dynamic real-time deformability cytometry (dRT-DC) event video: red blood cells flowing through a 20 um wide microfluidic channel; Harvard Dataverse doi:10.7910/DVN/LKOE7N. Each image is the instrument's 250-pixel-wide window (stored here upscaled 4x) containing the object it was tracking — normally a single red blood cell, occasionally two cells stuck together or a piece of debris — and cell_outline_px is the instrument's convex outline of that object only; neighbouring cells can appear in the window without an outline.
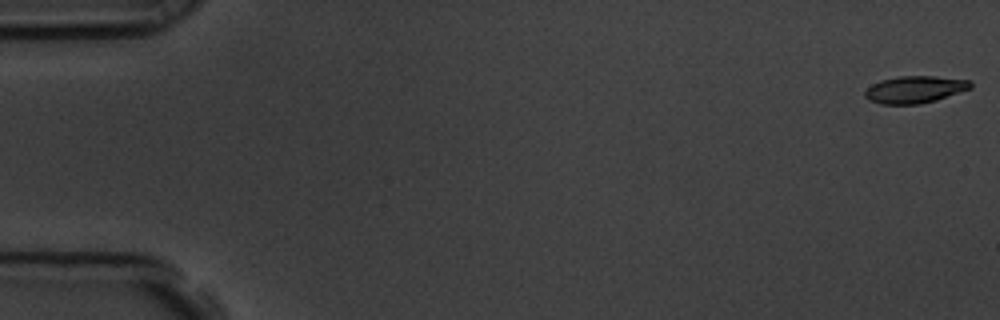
{"species": "common noctule bat (a hibernating species)", "species_latin": "Nyctalus noctula", "temperature_condition": "room temperature", "stored_images_in_passage": 9, "camera_frame_rate_fps": 3000, "um_per_image_px": 0.085, "animal": {"sex": "male", "body_mass_g": 19.5, "forearm_length_mm": 54.6}, "frame": {"image": 1, "passage_image": 1, "time_ms": 0.0, "image_size_px": [1000, 320], "cell_outline_px": [[972, 88], [936, 100], [920, 104], [880, 104], [868, 100], [864, 96], [864, 92], [872, 84], [880, 80], [900, 76], [932, 76], [968, 80], [972, 84]], "centroid_in_image_um": [77.73, 7.61], "position_along_channel_um": 7.3, "area_um2": 16.65}}